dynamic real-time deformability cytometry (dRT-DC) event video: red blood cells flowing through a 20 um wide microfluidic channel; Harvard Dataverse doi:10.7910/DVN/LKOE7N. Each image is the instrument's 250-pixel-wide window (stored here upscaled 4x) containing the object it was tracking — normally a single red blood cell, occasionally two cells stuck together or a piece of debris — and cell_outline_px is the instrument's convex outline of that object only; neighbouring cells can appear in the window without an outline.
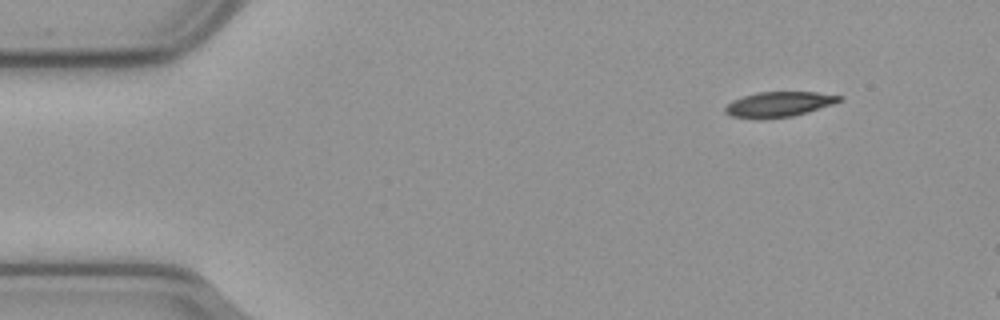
{"species": "common noctule bat (a hibernating species)", "species_latin": "Nyctalus noctula", "temperature_condition": "cold", "stored_images_in_passage": 7, "camera_frame_rate_fps": 3000, "um_per_image_px": 0.085, "animal": {"sex": "male", "body_mass_g": 23.1, "forearm_length_mm": 52.7}, "frame": {"image": 1, "passage_image": 1, "time_ms": 0.0, "image_size_px": [1000, 320], "cell_outline_px": [[844, 96], [840, 100], [832, 104], [792, 116], [732, 116], [724, 112], [724, 108], [732, 100], [756, 92], [816, 92]], "centroid_in_image_um": [66.23, 8.81], "position_along_channel_um": 18.8, "area_um2": 15.84}}